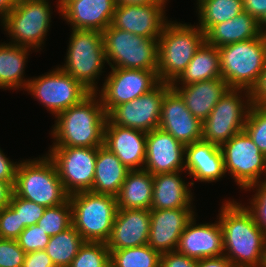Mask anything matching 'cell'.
<instances>
[{
	"instance_id": "cell-1",
	"label": "cell",
	"mask_w": 266,
	"mask_h": 267,
	"mask_svg": "<svg viewBox=\"0 0 266 267\" xmlns=\"http://www.w3.org/2000/svg\"><path fill=\"white\" fill-rule=\"evenodd\" d=\"M220 209L217 219L223 230L224 256L234 267H263L266 236L252 212L234 199L224 202Z\"/></svg>"
},
{
	"instance_id": "cell-2",
	"label": "cell",
	"mask_w": 266,
	"mask_h": 267,
	"mask_svg": "<svg viewBox=\"0 0 266 267\" xmlns=\"http://www.w3.org/2000/svg\"><path fill=\"white\" fill-rule=\"evenodd\" d=\"M98 97V99H97ZM50 147H100L103 145L107 114L99 96L90 93L56 117Z\"/></svg>"
},
{
	"instance_id": "cell-3",
	"label": "cell",
	"mask_w": 266,
	"mask_h": 267,
	"mask_svg": "<svg viewBox=\"0 0 266 267\" xmlns=\"http://www.w3.org/2000/svg\"><path fill=\"white\" fill-rule=\"evenodd\" d=\"M205 42V33L196 25L168 21L158 38L157 76L172 84Z\"/></svg>"
},
{
	"instance_id": "cell-4",
	"label": "cell",
	"mask_w": 266,
	"mask_h": 267,
	"mask_svg": "<svg viewBox=\"0 0 266 267\" xmlns=\"http://www.w3.org/2000/svg\"><path fill=\"white\" fill-rule=\"evenodd\" d=\"M33 159L19 162L14 194L46 208L65 203L69 194L64 189L53 160L47 154Z\"/></svg>"
},
{
	"instance_id": "cell-5",
	"label": "cell",
	"mask_w": 266,
	"mask_h": 267,
	"mask_svg": "<svg viewBox=\"0 0 266 267\" xmlns=\"http://www.w3.org/2000/svg\"><path fill=\"white\" fill-rule=\"evenodd\" d=\"M221 76L230 88L252 89L266 64V34L218 47Z\"/></svg>"
},
{
	"instance_id": "cell-6",
	"label": "cell",
	"mask_w": 266,
	"mask_h": 267,
	"mask_svg": "<svg viewBox=\"0 0 266 267\" xmlns=\"http://www.w3.org/2000/svg\"><path fill=\"white\" fill-rule=\"evenodd\" d=\"M72 225L85 241L107 242L118 210L113 195L81 191L69 195Z\"/></svg>"
},
{
	"instance_id": "cell-7",
	"label": "cell",
	"mask_w": 266,
	"mask_h": 267,
	"mask_svg": "<svg viewBox=\"0 0 266 267\" xmlns=\"http://www.w3.org/2000/svg\"><path fill=\"white\" fill-rule=\"evenodd\" d=\"M66 61L60 68L79 81L91 93L98 91L99 79L107 63L102 33L94 30L72 29Z\"/></svg>"
},
{
	"instance_id": "cell-8",
	"label": "cell",
	"mask_w": 266,
	"mask_h": 267,
	"mask_svg": "<svg viewBox=\"0 0 266 267\" xmlns=\"http://www.w3.org/2000/svg\"><path fill=\"white\" fill-rule=\"evenodd\" d=\"M102 38L111 68L157 70L158 38H145L111 24L102 32Z\"/></svg>"
},
{
	"instance_id": "cell-9",
	"label": "cell",
	"mask_w": 266,
	"mask_h": 267,
	"mask_svg": "<svg viewBox=\"0 0 266 267\" xmlns=\"http://www.w3.org/2000/svg\"><path fill=\"white\" fill-rule=\"evenodd\" d=\"M49 0H18L15 7L1 21L9 43L32 50L41 49L51 26ZM12 37V38H11Z\"/></svg>"
},
{
	"instance_id": "cell-10",
	"label": "cell",
	"mask_w": 266,
	"mask_h": 267,
	"mask_svg": "<svg viewBox=\"0 0 266 267\" xmlns=\"http://www.w3.org/2000/svg\"><path fill=\"white\" fill-rule=\"evenodd\" d=\"M251 106L250 90L230 88L202 122V140L221 146L242 132Z\"/></svg>"
},
{
	"instance_id": "cell-11",
	"label": "cell",
	"mask_w": 266,
	"mask_h": 267,
	"mask_svg": "<svg viewBox=\"0 0 266 267\" xmlns=\"http://www.w3.org/2000/svg\"><path fill=\"white\" fill-rule=\"evenodd\" d=\"M220 148L225 174L230 173L241 190L259 183L262 173L266 176V156L244 130L231 137Z\"/></svg>"
},
{
	"instance_id": "cell-12",
	"label": "cell",
	"mask_w": 266,
	"mask_h": 267,
	"mask_svg": "<svg viewBox=\"0 0 266 267\" xmlns=\"http://www.w3.org/2000/svg\"><path fill=\"white\" fill-rule=\"evenodd\" d=\"M55 117L67 108L80 103L91 92L60 67L45 75L31 78L26 90Z\"/></svg>"
},
{
	"instance_id": "cell-13",
	"label": "cell",
	"mask_w": 266,
	"mask_h": 267,
	"mask_svg": "<svg viewBox=\"0 0 266 267\" xmlns=\"http://www.w3.org/2000/svg\"><path fill=\"white\" fill-rule=\"evenodd\" d=\"M48 156L56 165L65 191L71 195L91 191L97 147H50Z\"/></svg>"
},
{
	"instance_id": "cell-14",
	"label": "cell",
	"mask_w": 266,
	"mask_h": 267,
	"mask_svg": "<svg viewBox=\"0 0 266 267\" xmlns=\"http://www.w3.org/2000/svg\"><path fill=\"white\" fill-rule=\"evenodd\" d=\"M159 83L157 70L111 68L96 94L108 114L114 107L150 92Z\"/></svg>"
},
{
	"instance_id": "cell-15",
	"label": "cell",
	"mask_w": 266,
	"mask_h": 267,
	"mask_svg": "<svg viewBox=\"0 0 266 267\" xmlns=\"http://www.w3.org/2000/svg\"><path fill=\"white\" fill-rule=\"evenodd\" d=\"M169 83L160 82L150 92L114 107L107 119L115 125L150 132L160 123L162 101Z\"/></svg>"
},
{
	"instance_id": "cell-16",
	"label": "cell",
	"mask_w": 266,
	"mask_h": 267,
	"mask_svg": "<svg viewBox=\"0 0 266 267\" xmlns=\"http://www.w3.org/2000/svg\"><path fill=\"white\" fill-rule=\"evenodd\" d=\"M158 128L185 146L202 140V122L187 109L184 100L172 86L165 92Z\"/></svg>"
},
{
	"instance_id": "cell-17",
	"label": "cell",
	"mask_w": 266,
	"mask_h": 267,
	"mask_svg": "<svg viewBox=\"0 0 266 267\" xmlns=\"http://www.w3.org/2000/svg\"><path fill=\"white\" fill-rule=\"evenodd\" d=\"M166 3L117 5L111 25L145 38H159L165 24Z\"/></svg>"
},
{
	"instance_id": "cell-18",
	"label": "cell",
	"mask_w": 266,
	"mask_h": 267,
	"mask_svg": "<svg viewBox=\"0 0 266 267\" xmlns=\"http://www.w3.org/2000/svg\"><path fill=\"white\" fill-rule=\"evenodd\" d=\"M143 169L152 175L185 171V145L160 128L147 132Z\"/></svg>"
},
{
	"instance_id": "cell-19",
	"label": "cell",
	"mask_w": 266,
	"mask_h": 267,
	"mask_svg": "<svg viewBox=\"0 0 266 267\" xmlns=\"http://www.w3.org/2000/svg\"><path fill=\"white\" fill-rule=\"evenodd\" d=\"M193 210V208L150 210L147 244L161 254L176 251L183 230L196 215Z\"/></svg>"
},
{
	"instance_id": "cell-20",
	"label": "cell",
	"mask_w": 266,
	"mask_h": 267,
	"mask_svg": "<svg viewBox=\"0 0 266 267\" xmlns=\"http://www.w3.org/2000/svg\"><path fill=\"white\" fill-rule=\"evenodd\" d=\"M196 224L194 215L183 230L176 251L195 260L223 256V230L220 222Z\"/></svg>"
},
{
	"instance_id": "cell-21",
	"label": "cell",
	"mask_w": 266,
	"mask_h": 267,
	"mask_svg": "<svg viewBox=\"0 0 266 267\" xmlns=\"http://www.w3.org/2000/svg\"><path fill=\"white\" fill-rule=\"evenodd\" d=\"M147 132L118 126L106 119L103 145L112 151L129 170L145 166Z\"/></svg>"
},
{
	"instance_id": "cell-22",
	"label": "cell",
	"mask_w": 266,
	"mask_h": 267,
	"mask_svg": "<svg viewBox=\"0 0 266 267\" xmlns=\"http://www.w3.org/2000/svg\"><path fill=\"white\" fill-rule=\"evenodd\" d=\"M150 210L118 209L109 240V250H122L147 244Z\"/></svg>"
},
{
	"instance_id": "cell-23",
	"label": "cell",
	"mask_w": 266,
	"mask_h": 267,
	"mask_svg": "<svg viewBox=\"0 0 266 267\" xmlns=\"http://www.w3.org/2000/svg\"><path fill=\"white\" fill-rule=\"evenodd\" d=\"M116 6L115 0H70L60 14L72 29L102 33L111 24Z\"/></svg>"
},
{
	"instance_id": "cell-24",
	"label": "cell",
	"mask_w": 266,
	"mask_h": 267,
	"mask_svg": "<svg viewBox=\"0 0 266 267\" xmlns=\"http://www.w3.org/2000/svg\"><path fill=\"white\" fill-rule=\"evenodd\" d=\"M185 172L200 182H216L225 175L220 146L200 140L185 146Z\"/></svg>"
},
{
	"instance_id": "cell-25",
	"label": "cell",
	"mask_w": 266,
	"mask_h": 267,
	"mask_svg": "<svg viewBox=\"0 0 266 267\" xmlns=\"http://www.w3.org/2000/svg\"><path fill=\"white\" fill-rule=\"evenodd\" d=\"M181 86L172 87L182 97L187 109L201 122L210 115L218 101L230 89L222 77Z\"/></svg>"
},
{
	"instance_id": "cell-26",
	"label": "cell",
	"mask_w": 266,
	"mask_h": 267,
	"mask_svg": "<svg viewBox=\"0 0 266 267\" xmlns=\"http://www.w3.org/2000/svg\"><path fill=\"white\" fill-rule=\"evenodd\" d=\"M182 172L184 171L153 175L151 210L193 207L190 186H193L194 182L186 184L185 180L181 178Z\"/></svg>"
},
{
	"instance_id": "cell-27",
	"label": "cell",
	"mask_w": 266,
	"mask_h": 267,
	"mask_svg": "<svg viewBox=\"0 0 266 267\" xmlns=\"http://www.w3.org/2000/svg\"><path fill=\"white\" fill-rule=\"evenodd\" d=\"M261 34L259 22L246 11H242L236 17L212 26L205 33V42L218 48L254 39Z\"/></svg>"
},
{
	"instance_id": "cell-28",
	"label": "cell",
	"mask_w": 266,
	"mask_h": 267,
	"mask_svg": "<svg viewBox=\"0 0 266 267\" xmlns=\"http://www.w3.org/2000/svg\"><path fill=\"white\" fill-rule=\"evenodd\" d=\"M130 170L104 145L97 147L91 192L117 196Z\"/></svg>"
},
{
	"instance_id": "cell-29",
	"label": "cell",
	"mask_w": 266,
	"mask_h": 267,
	"mask_svg": "<svg viewBox=\"0 0 266 267\" xmlns=\"http://www.w3.org/2000/svg\"><path fill=\"white\" fill-rule=\"evenodd\" d=\"M152 197L153 175L144 169L130 170L116 196L117 207L151 210Z\"/></svg>"
},
{
	"instance_id": "cell-30",
	"label": "cell",
	"mask_w": 266,
	"mask_h": 267,
	"mask_svg": "<svg viewBox=\"0 0 266 267\" xmlns=\"http://www.w3.org/2000/svg\"><path fill=\"white\" fill-rule=\"evenodd\" d=\"M30 51L12 43L0 44V89H26L30 78H24V71Z\"/></svg>"
},
{
	"instance_id": "cell-31",
	"label": "cell",
	"mask_w": 266,
	"mask_h": 267,
	"mask_svg": "<svg viewBox=\"0 0 266 267\" xmlns=\"http://www.w3.org/2000/svg\"><path fill=\"white\" fill-rule=\"evenodd\" d=\"M219 77L222 76L218 48L204 42L171 86L187 85Z\"/></svg>"
},
{
	"instance_id": "cell-32",
	"label": "cell",
	"mask_w": 266,
	"mask_h": 267,
	"mask_svg": "<svg viewBox=\"0 0 266 267\" xmlns=\"http://www.w3.org/2000/svg\"><path fill=\"white\" fill-rule=\"evenodd\" d=\"M199 25L206 33L215 24L230 20L243 10L242 0H197Z\"/></svg>"
},
{
	"instance_id": "cell-33",
	"label": "cell",
	"mask_w": 266,
	"mask_h": 267,
	"mask_svg": "<svg viewBox=\"0 0 266 267\" xmlns=\"http://www.w3.org/2000/svg\"><path fill=\"white\" fill-rule=\"evenodd\" d=\"M84 242L85 240L72 225L63 232L51 236L45 251L54 266L69 267Z\"/></svg>"
},
{
	"instance_id": "cell-34",
	"label": "cell",
	"mask_w": 266,
	"mask_h": 267,
	"mask_svg": "<svg viewBox=\"0 0 266 267\" xmlns=\"http://www.w3.org/2000/svg\"><path fill=\"white\" fill-rule=\"evenodd\" d=\"M161 253L148 244L110 250V267H160Z\"/></svg>"
},
{
	"instance_id": "cell-35",
	"label": "cell",
	"mask_w": 266,
	"mask_h": 267,
	"mask_svg": "<svg viewBox=\"0 0 266 267\" xmlns=\"http://www.w3.org/2000/svg\"><path fill=\"white\" fill-rule=\"evenodd\" d=\"M69 267H110L107 243L85 241Z\"/></svg>"
},
{
	"instance_id": "cell-36",
	"label": "cell",
	"mask_w": 266,
	"mask_h": 267,
	"mask_svg": "<svg viewBox=\"0 0 266 267\" xmlns=\"http://www.w3.org/2000/svg\"><path fill=\"white\" fill-rule=\"evenodd\" d=\"M37 225L50 237L72 226V207L69 199L58 206L46 208Z\"/></svg>"
},
{
	"instance_id": "cell-37",
	"label": "cell",
	"mask_w": 266,
	"mask_h": 267,
	"mask_svg": "<svg viewBox=\"0 0 266 267\" xmlns=\"http://www.w3.org/2000/svg\"><path fill=\"white\" fill-rule=\"evenodd\" d=\"M244 131L266 156V107L252 104Z\"/></svg>"
},
{
	"instance_id": "cell-38",
	"label": "cell",
	"mask_w": 266,
	"mask_h": 267,
	"mask_svg": "<svg viewBox=\"0 0 266 267\" xmlns=\"http://www.w3.org/2000/svg\"><path fill=\"white\" fill-rule=\"evenodd\" d=\"M9 205L17 213L20 219V224H23L25 228L36 225L38 220L42 218L46 209L45 206L16 196L14 193Z\"/></svg>"
},
{
	"instance_id": "cell-39",
	"label": "cell",
	"mask_w": 266,
	"mask_h": 267,
	"mask_svg": "<svg viewBox=\"0 0 266 267\" xmlns=\"http://www.w3.org/2000/svg\"><path fill=\"white\" fill-rule=\"evenodd\" d=\"M16 240L25 253H30L45 250L50 236L36 224L26 227Z\"/></svg>"
},
{
	"instance_id": "cell-40",
	"label": "cell",
	"mask_w": 266,
	"mask_h": 267,
	"mask_svg": "<svg viewBox=\"0 0 266 267\" xmlns=\"http://www.w3.org/2000/svg\"><path fill=\"white\" fill-rule=\"evenodd\" d=\"M256 189L255 194L250 198V206H246L253 214L256 224L266 236V180L262 179L259 183L253 184L245 189L250 191Z\"/></svg>"
},
{
	"instance_id": "cell-41",
	"label": "cell",
	"mask_w": 266,
	"mask_h": 267,
	"mask_svg": "<svg viewBox=\"0 0 266 267\" xmlns=\"http://www.w3.org/2000/svg\"><path fill=\"white\" fill-rule=\"evenodd\" d=\"M25 255L17 240L0 238V267H23Z\"/></svg>"
},
{
	"instance_id": "cell-42",
	"label": "cell",
	"mask_w": 266,
	"mask_h": 267,
	"mask_svg": "<svg viewBox=\"0 0 266 267\" xmlns=\"http://www.w3.org/2000/svg\"><path fill=\"white\" fill-rule=\"evenodd\" d=\"M25 229L14 209L8 205L0 208V238L17 239Z\"/></svg>"
},
{
	"instance_id": "cell-43",
	"label": "cell",
	"mask_w": 266,
	"mask_h": 267,
	"mask_svg": "<svg viewBox=\"0 0 266 267\" xmlns=\"http://www.w3.org/2000/svg\"><path fill=\"white\" fill-rule=\"evenodd\" d=\"M197 260L177 251L161 254L160 267H196Z\"/></svg>"
},
{
	"instance_id": "cell-44",
	"label": "cell",
	"mask_w": 266,
	"mask_h": 267,
	"mask_svg": "<svg viewBox=\"0 0 266 267\" xmlns=\"http://www.w3.org/2000/svg\"><path fill=\"white\" fill-rule=\"evenodd\" d=\"M23 267H55L45 250L26 253Z\"/></svg>"
},
{
	"instance_id": "cell-45",
	"label": "cell",
	"mask_w": 266,
	"mask_h": 267,
	"mask_svg": "<svg viewBox=\"0 0 266 267\" xmlns=\"http://www.w3.org/2000/svg\"><path fill=\"white\" fill-rule=\"evenodd\" d=\"M19 162H13L0 149V180L15 183L16 170Z\"/></svg>"
},
{
	"instance_id": "cell-46",
	"label": "cell",
	"mask_w": 266,
	"mask_h": 267,
	"mask_svg": "<svg viewBox=\"0 0 266 267\" xmlns=\"http://www.w3.org/2000/svg\"><path fill=\"white\" fill-rule=\"evenodd\" d=\"M252 104L266 107V64L257 85L251 91Z\"/></svg>"
},
{
	"instance_id": "cell-47",
	"label": "cell",
	"mask_w": 266,
	"mask_h": 267,
	"mask_svg": "<svg viewBox=\"0 0 266 267\" xmlns=\"http://www.w3.org/2000/svg\"><path fill=\"white\" fill-rule=\"evenodd\" d=\"M243 10L259 21L266 12V0H242Z\"/></svg>"
},
{
	"instance_id": "cell-48",
	"label": "cell",
	"mask_w": 266,
	"mask_h": 267,
	"mask_svg": "<svg viewBox=\"0 0 266 267\" xmlns=\"http://www.w3.org/2000/svg\"><path fill=\"white\" fill-rule=\"evenodd\" d=\"M196 267H234L232 262L223 256L215 258H204L197 260Z\"/></svg>"
},
{
	"instance_id": "cell-49",
	"label": "cell",
	"mask_w": 266,
	"mask_h": 267,
	"mask_svg": "<svg viewBox=\"0 0 266 267\" xmlns=\"http://www.w3.org/2000/svg\"><path fill=\"white\" fill-rule=\"evenodd\" d=\"M14 183H8L0 180V208H4L10 204L11 197L14 193Z\"/></svg>"
},
{
	"instance_id": "cell-50",
	"label": "cell",
	"mask_w": 266,
	"mask_h": 267,
	"mask_svg": "<svg viewBox=\"0 0 266 267\" xmlns=\"http://www.w3.org/2000/svg\"><path fill=\"white\" fill-rule=\"evenodd\" d=\"M18 0H0V21H2L15 7Z\"/></svg>"
},
{
	"instance_id": "cell-51",
	"label": "cell",
	"mask_w": 266,
	"mask_h": 267,
	"mask_svg": "<svg viewBox=\"0 0 266 267\" xmlns=\"http://www.w3.org/2000/svg\"><path fill=\"white\" fill-rule=\"evenodd\" d=\"M168 0H115L117 5H148L153 3H167Z\"/></svg>"
},
{
	"instance_id": "cell-52",
	"label": "cell",
	"mask_w": 266,
	"mask_h": 267,
	"mask_svg": "<svg viewBox=\"0 0 266 267\" xmlns=\"http://www.w3.org/2000/svg\"><path fill=\"white\" fill-rule=\"evenodd\" d=\"M258 22H259V26H260L262 33L266 34V12L264 16Z\"/></svg>"
},
{
	"instance_id": "cell-53",
	"label": "cell",
	"mask_w": 266,
	"mask_h": 267,
	"mask_svg": "<svg viewBox=\"0 0 266 267\" xmlns=\"http://www.w3.org/2000/svg\"><path fill=\"white\" fill-rule=\"evenodd\" d=\"M70 0H58L57 6L58 11L61 12V9L69 2Z\"/></svg>"
},
{
	"instance_id": "cell-54",
	"label": "cell",
	"mask_w": 266,
	"mask_h": 267,
	"mask_svg": "<svg viewBox=\"0 0 266 267\" xmlns=\"http://www.w3.org/2000/svg\"><path fill=\"white\" fill-rule=\"evenodd\" d=\"M263 267H266V252H265V260H264V266Z\"/></svg>"
}]
</instances>
